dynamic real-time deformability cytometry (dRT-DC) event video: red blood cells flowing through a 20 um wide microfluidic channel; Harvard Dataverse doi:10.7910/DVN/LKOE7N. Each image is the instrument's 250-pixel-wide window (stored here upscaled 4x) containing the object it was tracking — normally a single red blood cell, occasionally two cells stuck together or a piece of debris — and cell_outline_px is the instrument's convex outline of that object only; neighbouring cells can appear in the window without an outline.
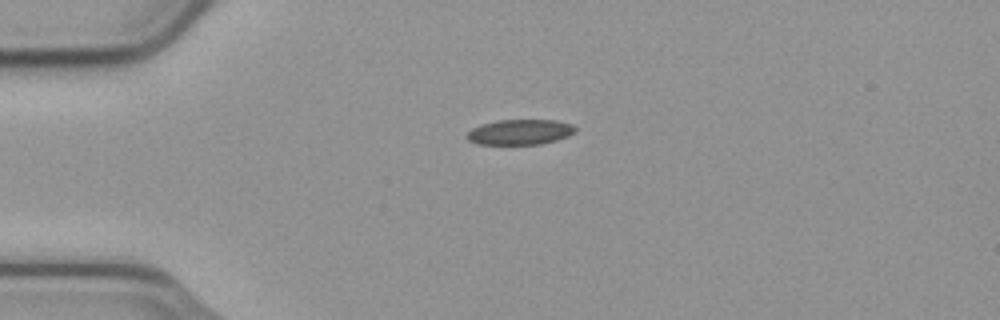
{"species": "common noctule bat (a hibernating species)", "species_latin": "Nyctalus noctula", "temperature_condition": "cold", "stored_images_in_passage": 43, "camera_frame_rate_fps": 3000, "um_per_image_px": 0.085, "animal": {"sex": "male", "body_mass_g": 23.1, "forearm_length_mm": 52.7}, "frame": {"image": 1, "passage_image": 1, "time_ms": 0.0, "image_size_px": [1000, 320], "cell_outline_px": [[576, 132], [568, 136], [556, 140], [540, 144], [476, 144], [468, 140], [464, 136], [472, 128], [480, 124], [496, 120], [556, 120], [572, 124], [576, 128]], "centroid_in_image_um": [44.17, 11.22], "position_along_channel_um": 40.8, "area_um2": 16.13}}
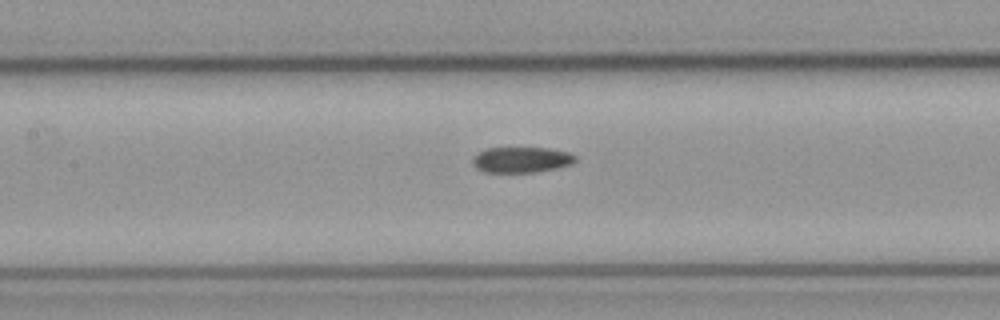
{"frame": {"image": 2, "passage_image": 13, "time_ms": 4.0, "image_size_px": [1000, 320], "cell_outline_px": [[576, 160], [572, 164], [556, 168], [532, 172], [484, 172], [476, 168], [472, 164], [472, 156], [476, 152], [488, 148], [548, 148], [568, 152], [576, 156]], "centroid_in_image_um": [44.27, 13.57], "position_along_channel_um": 163.1, "area_um2": 15.43}}
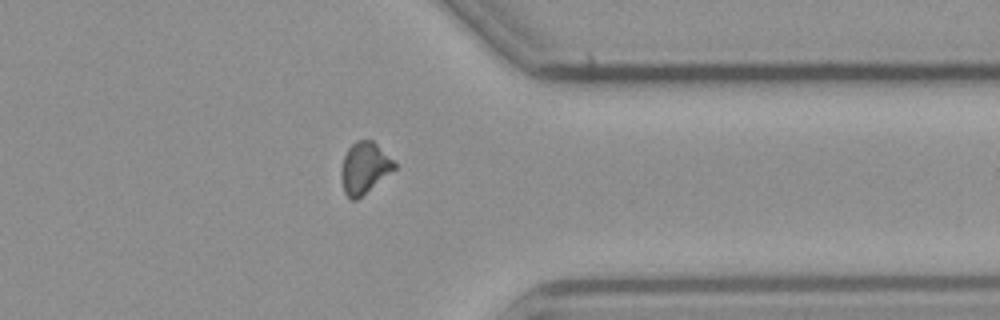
{"frame": {"image": 3, "passage_image": 31, "time_ms": 10.0, "image_size_px": [1000, 320], "cell_outline_px": [[396, 168], [356, 200], [352, 200], [344, 192], [340, 176], [340, 168], [344, 156], [348, 148], [356, 140], [372, 140], [396, 164]], "centroid_in_image_um": [30.93, 14.27], "position_along_channel_um": 380.5, "area_um2": 15.66}}